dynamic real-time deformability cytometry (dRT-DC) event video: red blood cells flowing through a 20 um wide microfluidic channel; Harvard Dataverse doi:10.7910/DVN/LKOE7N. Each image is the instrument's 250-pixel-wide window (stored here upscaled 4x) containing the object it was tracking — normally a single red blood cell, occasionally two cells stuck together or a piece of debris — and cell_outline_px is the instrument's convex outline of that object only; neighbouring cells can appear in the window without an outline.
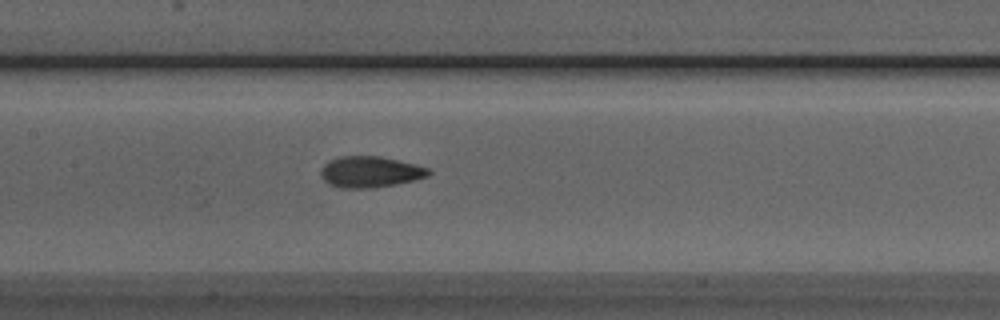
{"species": "Egyptian fruit bat (a non-hibernating species)", "species_latin": "Rousettus aegyptiacus", "temperature_condition": "room temperature", "stored_images_in_passage": 27, "camera_frame_rate_fps": 3000, "um_per_image_px": 0.085, "animal": {"sex": "male"}, "frame": {"image": 1, "passage_image": 12, "time_ms": 3.667, "image_size_px": [1000, 320], "cell_outline_px": [[432, 172], [428, 176], [396, 184], [376, 188], [340, 188], [328, 184], [320, 176], [320, 168], [328, 160], [340, 156], [380, 156], [416, 164], [428, 168]], "centroid_in_image_um": [31.42, 14.61], "position_along_channel_um": 176.0, "area_um2": 19.77}}
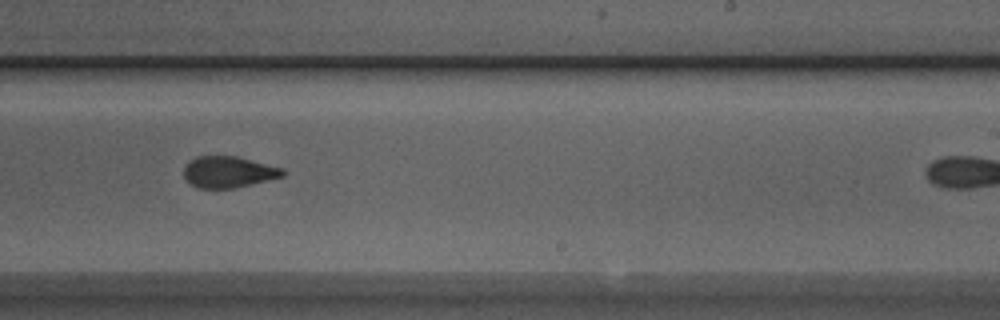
{"frame": {"image": 2, "passage_image": 19, "time_ms": 6.0, "image_size_px": [1000, 320], "cell_outline_px": [[288, 172], [284, 176], [268, 180], [232, 188], [200, 188], [192, 184], [184, 176], [184, 164], [188, 160], [196, 156], [236, 156], [284, 168]], "centroid_in_image_um": [19.43, 14.6], "position_along_channel_um": 269.6, "area_um2": 18.09}}
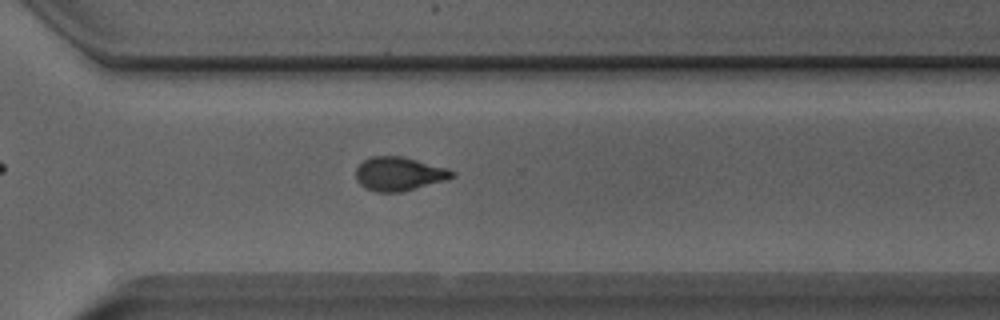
{"frame": {"image": 3, "passage_image": 24, "time_ms": 7.667, "image_size_px": [1000, 320], "cell_outline_px": [[456, 176], [448, 180], [404, 192], [376, 192], [364, 188], [356, 180], [356, 168], [364, 160], [372, 156], [404, 156], [448, 168], [456, 172]], "centroid_in_image_um": [33.96, 14.79], "position_along_channel_um": 336.6, "area_um2": 19.36}, "authors_computed_cell_mechanics": {"area_um2": 19.3052, "velocity_mm_per_s": 4.0302, "shape_relaxation_time_tau1_ms": 4.8813, "shape_relaxation_time_tau2_ms": 1.5566, "deformation_change_tau1": 0.1391, "deformation_change_tau2": 0.0693}}